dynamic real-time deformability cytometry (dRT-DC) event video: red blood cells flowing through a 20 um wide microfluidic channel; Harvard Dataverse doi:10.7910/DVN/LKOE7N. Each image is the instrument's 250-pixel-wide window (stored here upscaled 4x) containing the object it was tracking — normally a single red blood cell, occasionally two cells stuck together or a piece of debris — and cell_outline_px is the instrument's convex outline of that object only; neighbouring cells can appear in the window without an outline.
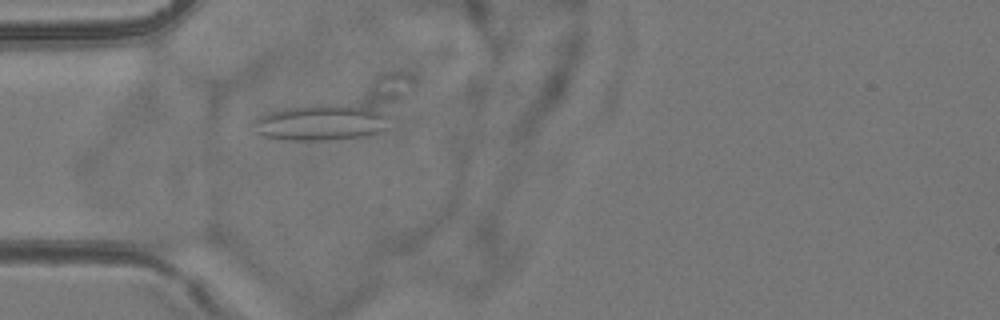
{"species": "common noctule bat (a hibernating species)", "species_latin": "Nyctalus noctula", "temperature_condition": "room temperature", "stored_images_in_passage": 4, "camera_frame_rate_fps": 3000, "um_per_image_px": 0.085, "animal": {"sex": "female", "body_mass_g": 24.6, "forearm_length_mm": 56.2}, "frame": {"image": 1, "passage_image": 4, "time_ms": 4.667, "image_size_px": [1000, 320], "cell_outline_px": [[392, 116], [388, 128], [380, 132], [368, 136], [324, 140], [288, 140], [264, 136], [256, 132], [252, 120], [256, 116], [268, 112], [288, 108], [328, 104], [336, 104], [384, 108]], "centroid_in_image_um": [27.42, 10.4], "position_along_channel_um": 57.6, "area_um2": 29.19}}